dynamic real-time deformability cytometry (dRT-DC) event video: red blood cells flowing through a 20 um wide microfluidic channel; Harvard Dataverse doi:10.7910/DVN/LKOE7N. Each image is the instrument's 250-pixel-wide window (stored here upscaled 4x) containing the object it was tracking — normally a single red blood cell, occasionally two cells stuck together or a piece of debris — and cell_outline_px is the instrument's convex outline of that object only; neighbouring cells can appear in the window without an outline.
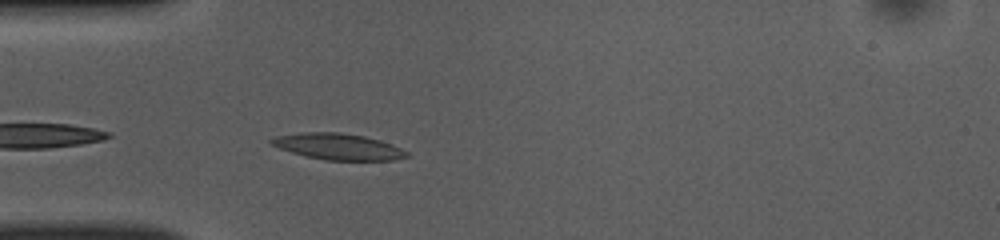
{"species": "common noctule bat (a hibernating species)", "species_latin": "Nyctalus noctula", "temperature_condition": "room temperature", "stored_images_in_passage": 38, "camera_frame_rate_fps": 3000, "um_per_image_px": 0.085, "animal": {"sex": "female", "body_mass_g": 10.0, "forearm_length_mm": 53.1}, "frame": {"image": 1, "passage_image": 2, "time_ms": 0.333, "image_size_px": [1000, 240], "cell_outline_px": [[408, 156], [392, 160], [324, 160], [292, 152], [280, 148], [272, 144], [268, 140], [276, 136], [304, 132], [340, 132], [364, 136], [380, 140], [392, 144], [408, 152]], "centroid_in_image_um": [28.75, 12.45], "position_along_channel_um": 56.2, "area_um2": 20.46}}
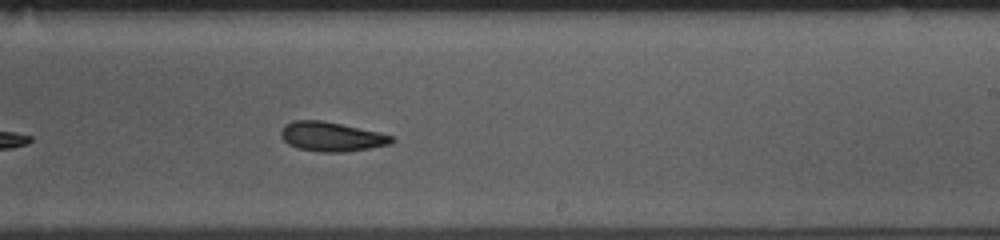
{"frame": {"image": 2, "passage_image": 18, "time_ms": 5.667, "image_size_px": [1000, 240], "cell_outline_px": [[392, 140], [388, 144], [368, 148], [344, 152], [324, 152], [300, 148], [288, 144], [280, 136], [280, 132], [284, 124], [292, 120], [320, 120], [340, 124], [376, 132], [392, 136]], "centroid_in_image_um": [28.08, 11.6], "position_along_channel_um": 260.9, "area_um2": 18.5}}
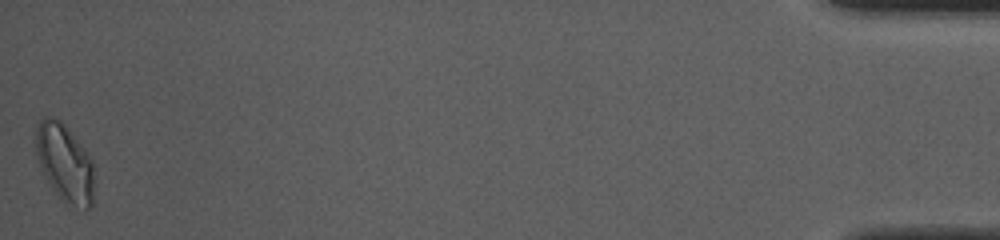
{"frame": {"image": 3, "passage_image": 38, "time_ms": 12.333, "image_size_px": [1000, 240], "cell_outline_px": [[92, 204], [88, 208], [84, 208], [64, 204], [44, 176], [36, 152], [36, 124], [44, 116], [48, 116], [60, 120], [64, 124], [84, 148], [92, 160]], "centroid_in_image_um": [5.48, 13.83], "position_along_channel_um": 429.7, "area_um2": 26.07}, "authors_computed_cell_mechanics": {"area_um2": 19.5364, "velocity_mm_per_s": 3.9246, "shape_relaxation_time_tau1_ms": 4.1672, "shape_relaxation_time_tau2_ms": 3.6966, "deformation_change_tau1": 0.1199, "deformation_change_tau2": 0.1124}}